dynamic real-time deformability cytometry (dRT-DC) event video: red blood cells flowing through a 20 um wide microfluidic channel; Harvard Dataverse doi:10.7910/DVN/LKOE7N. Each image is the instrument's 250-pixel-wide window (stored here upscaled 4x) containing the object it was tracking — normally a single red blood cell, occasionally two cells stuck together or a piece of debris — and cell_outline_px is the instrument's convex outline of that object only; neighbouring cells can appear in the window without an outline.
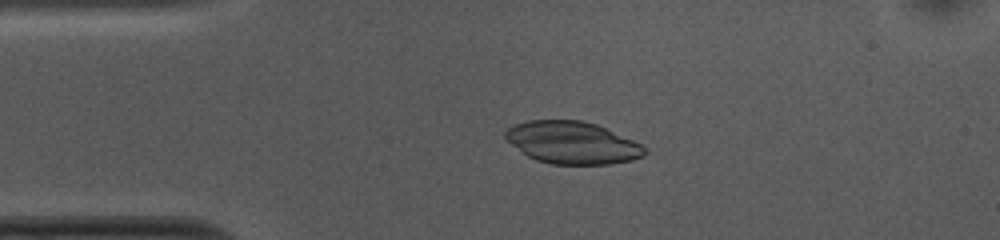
{"species": "common noctule bat (a hibernating species)", "species_latin": "Nyctalus noctula", "temperature_condition": "cold", "stored_images_in_passage": 52, "camera_frame_rate_fps": 3000, "um_per_image_px": 0.085, "animal": {"sex": "female", "body_mass_g": 10.0, "forearm_length_mm": 53.1}, "frame": {"image": 1, "passage_image": 11, "time_ms": 3.333, "image_size_px": [1000, 240], "cell_outline_px": [[648, 152], [644, 156], [632, 160], [608, 164], [552, 164], [536, 160], [528, 156], [512, 144], [504, 136], [504, 132], [508, 128], [516, 124], [528, 120], [584, 120], [596, 124], [632, 140], [648, 148]], "centroid_in_image_um": [48.66, 12.13], "position_along_channel_um": 36.3, "area_um2": 34.16}}
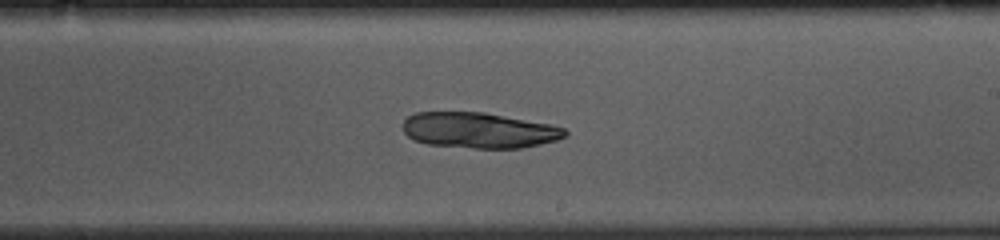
{"frame": {"image": 2, "passage_image": 30, "time_ms": 9.667, "image_size_px": [1000, 240], "cell_outline_px": [[568, 136], [556, 140], [540, 144], [520, 148], [476, 148], [428, 144], [412, 140], [404, 132], [404, 120], [408, 116], [416, 112], [484, 112], [552, 124], [564, 128], [568, 132]], "centroid_in_image_um": [40.74, 11.07], "position_along_channel_um": 248.3, "area_um2": 33.76}}
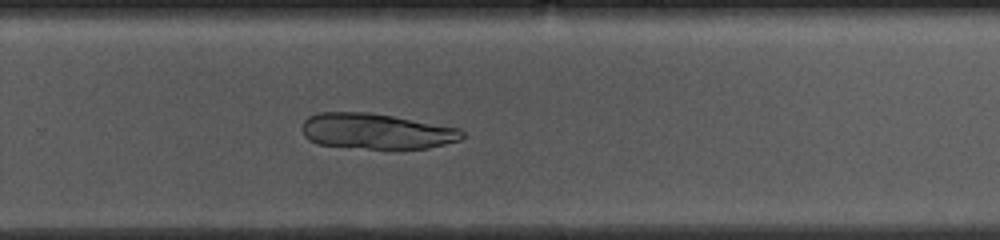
{"frame": {"image": 3, "passage_image": 34, "time_ms": 11.0, "image_size_px": [1000, 240], "cell_outline_px": [[464, 136], [460, 140], [428, 148], [368, 148], [320, 144], [308, 140], [304, 136], [304, 120], [308, 116], [320, 112], [368, 112], [392, 116], [460, 128], [464, 132]], "centroid_in_image_um": [32.01, 11.14], "position_along_channel_um": 297.8, "area_um2": 32.77}}